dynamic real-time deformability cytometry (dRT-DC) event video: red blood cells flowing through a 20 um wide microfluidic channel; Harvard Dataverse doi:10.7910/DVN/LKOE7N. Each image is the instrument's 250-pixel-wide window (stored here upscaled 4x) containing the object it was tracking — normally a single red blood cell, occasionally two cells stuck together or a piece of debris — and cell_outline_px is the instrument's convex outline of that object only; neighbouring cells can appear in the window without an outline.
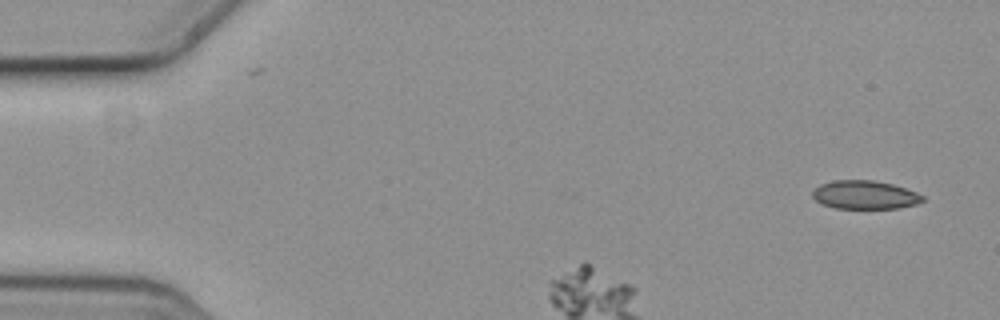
{"species": "common noctule bat (a hibernating species)", "species_latin": "Nyctalus noctula", "temperature_condition": "cold", "stored_images_in_passage": 5, "camera_frame_rate_fps": 3000, "um_per_image_px": 0.085, "animal": {"sex": "female", "body_mass_g": 19.3, "forearm_length_mm": 54.1}, "frame": {"image": 1, "passage_image": 1, "time_ms": 0.0, "image_size_px": [1000, 320], "cell_outline_px": [[924, 200], [916, 204], [900, 208], [836, 208], [824, 204], [816, 200], [812, 196], [812, 192], [820, 184], [832, 180], [872, 180], [892, 184], [916, 192], [924, 196]], "centroid_in_image_um": [73.51, 16.56], "position_along_channel_um": 11.5, "area_um2": 18.15}}